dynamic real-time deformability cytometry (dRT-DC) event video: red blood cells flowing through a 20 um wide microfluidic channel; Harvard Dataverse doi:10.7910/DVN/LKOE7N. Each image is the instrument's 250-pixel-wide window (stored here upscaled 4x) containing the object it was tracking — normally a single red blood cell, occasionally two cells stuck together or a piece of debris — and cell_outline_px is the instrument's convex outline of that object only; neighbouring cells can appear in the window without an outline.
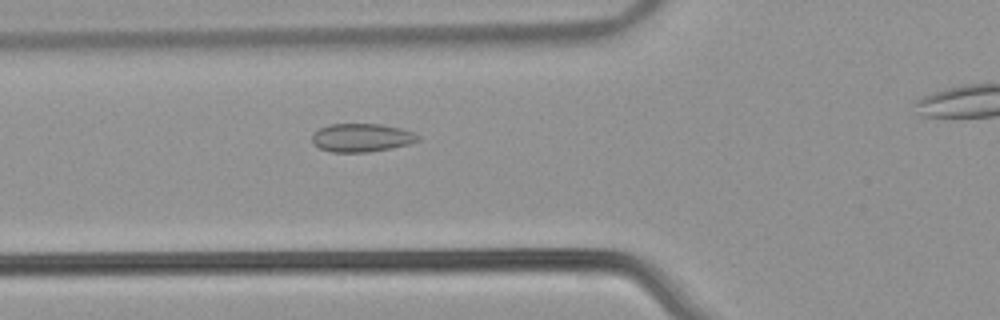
{"species": "common noctule bat (a hibernating species)", "species_latin": "Nyctalus noctula", "temperature_condition": "warm", "stored_images_in_passage": 41, "camera_frame_rate_fps": 3000, "um_per_image_px": 0.085, "animal": {"sex": "male", "body_mass_g": 21.5, "forearm_length_mm": 52.0}, "frame": {"image": 1, "passage_image": 14, "time_ms": 4.333, "image_size_px": [1000, 320], "cell_outline_px": [[420, 140], [408, 144], [392, 148], [368, 152], [332, 152], [320, 148], [312, 144], [312, 132], [328, 124], [380, 124], [400, 128], [412, 132], [420, 136]], "centroid_in_image_um": [30.71, 11.7], "position_along_channel_um": 95.1, "area_um2": 17.57}}
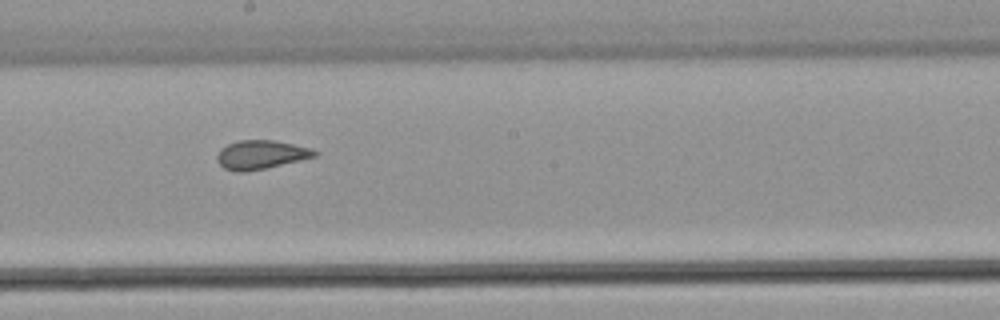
{"frame": {"image": 2, "passage_image": 24, "time_ms": 7.667, "image_size_px": [1000, 320], "cell_outline_px": [[320, 152], [316, 156], [300, 160], [264, 168], [244, 172], [236, 172], [224, 168], [216, 160], [216, 156], [220, 148], [228, 144], [240, 140], [272, 140], [312, 148]], "centroid_in_image_um": [22.16, 13.14], "position_along_channel_um": 226.0, "area_um2": 16.3}}
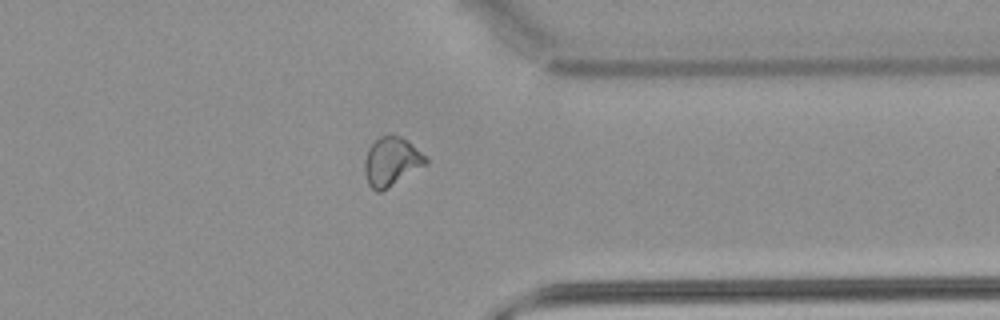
{"frame": {"image": 3, "passage_image": 36, "time_ms": 11.667, "image_size_px": [1000, 320], "cell_outline_px": [[428, 164], [388, 188], [380, 192], [376, 192], [368, 184], [364, 172], [364, 160], [368, 148], [380, 136], [400, 136], [412, 144], [428, 160]], "centroid_in_image_um": [33.26, 13.76], "position_along_channel_um": 378.1, "area_um2": 17.28}, "authors_computed_cell_mechanics": {"area_um2": 16.9932, "velocity_mm_per_s": 3.924, "shape_relaxation_time_tau1_ms": null, "shape_relaxation_time_tau2_ms": 1.2987, "deformation_change_tau1": null, "deformation_change_tau2": 0.0507}}